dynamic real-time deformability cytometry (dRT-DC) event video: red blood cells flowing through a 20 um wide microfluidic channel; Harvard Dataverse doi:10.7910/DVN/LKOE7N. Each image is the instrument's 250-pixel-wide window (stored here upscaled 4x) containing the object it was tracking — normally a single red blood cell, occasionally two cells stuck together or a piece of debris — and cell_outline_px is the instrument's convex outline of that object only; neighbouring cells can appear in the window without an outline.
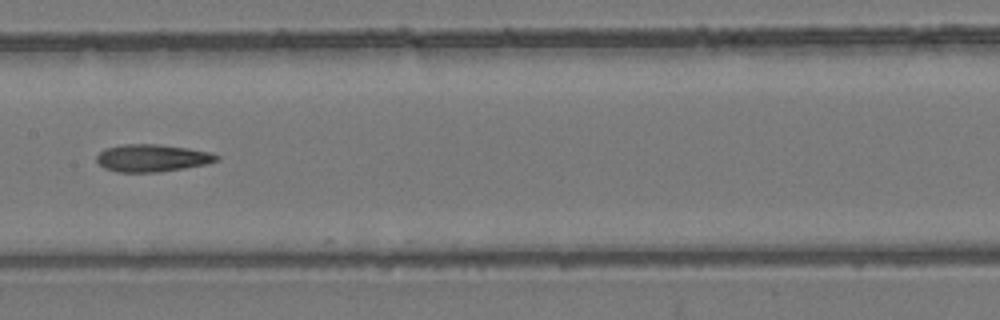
{"species": "common noctule bat (a hibernating species)", "species_latin": "Nyctalus noctula", "temperature_condition": "room temperature", "stored_images_in_passage": 7, "camera_frame_rate_fps": 3000, "um_per_image_px": 0.085, "animal": {"sex": "female", "body_mass_g": 24.6, "forearm_length_mm": 56.2}, "frame": {"image": 1, "passage_image": 7, "time_ms": 7.667, "image_size_px": [1000, 320], "cell_outline_px": [[220, 160], [208, 164], [160, 172], [116, 172], [104, 168], [96, 160], [96, 156], [104, 148], [124, 144], [156, 144], [188, 148], [212, 152], [220, 156]], "centroid_in_image_um": [12.96, 13.43], "position_along_channel_um": 194.4, "area_um2": 19.36}}